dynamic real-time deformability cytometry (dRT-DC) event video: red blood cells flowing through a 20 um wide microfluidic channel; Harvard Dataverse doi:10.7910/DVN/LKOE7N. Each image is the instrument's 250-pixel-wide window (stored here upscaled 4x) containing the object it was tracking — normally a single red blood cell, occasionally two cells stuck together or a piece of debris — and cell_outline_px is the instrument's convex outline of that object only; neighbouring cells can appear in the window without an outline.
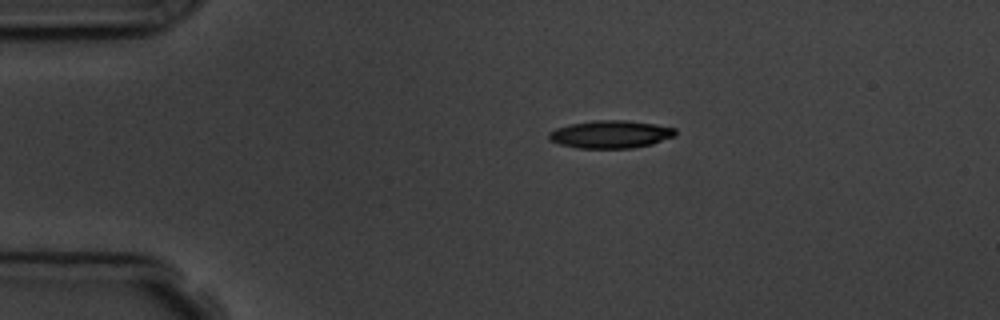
{"species": "common noctule bat (a hibernating species)", "species_latin": "Nyctalus noctula", "temperature_condition": "room temperature", "stored_images_in_passage": 2, "camera_frame_rate_fps": 3000, "um_per_image_px": 0.085, "animal": {"sex": "male", "body_mass_g": 19.5, "forearm_length_mm": 54.6}, "frame": {"image": 1, "passage_image": 1, "time_ms": 0.0, "image_size_px": [1000, 320], "cell_outline_px": [[676, 136], [652, 144], [632, 148], [580, 148], [560, 144], [548, 140], [548, 132], [556, 128], [572, 124], [596, 120], [624, 120], [652, 124], [676, 128]], "centroid_in_image_um": [51.9, 11.42], "position_along_channel_um": 33.1, "area_um2": 20.35}}